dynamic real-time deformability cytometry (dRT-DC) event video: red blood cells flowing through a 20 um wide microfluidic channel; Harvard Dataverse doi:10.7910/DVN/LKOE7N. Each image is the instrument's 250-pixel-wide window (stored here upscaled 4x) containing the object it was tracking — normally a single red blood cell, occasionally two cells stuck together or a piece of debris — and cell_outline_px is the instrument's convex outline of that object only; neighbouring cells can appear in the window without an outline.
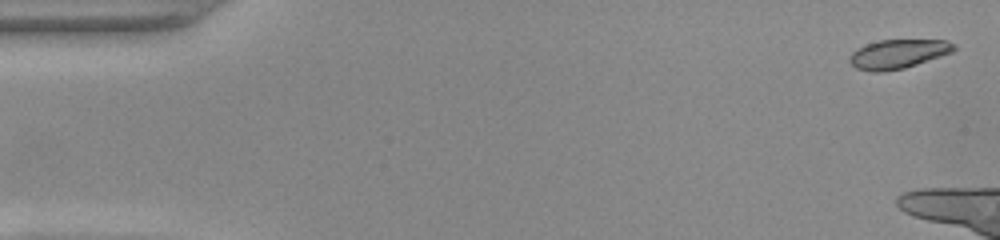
{"species": "common noctule bat (a hibernating species)", "species_latin": "Nyctalus noctula", "temperature_condition": "warm", "stored_images_in_passage": 12, "camera_frame_rate_fps": 3000, "um_per_image_px": 0.085, "animal": {"sex": "female", "body_mass_g": 22.0, "forearm_length_mm": 56.7}, "frame": {"image": 1, "passage_image": 1, "time_ms": 0.0, "image_size_px": [1000, 240], "cell_outline_px": [[956, 48], [952, 52], [904, 68], [884, 72], [872, 72], [856, 68], [848, 60], [848, 56], [856, 48], [864, 44], [880, 40], [948, 40], [956, 44]], "centroid_in_image_um": [76.3, 4.58], "position_along_channel_um": 8.7, "area_um2": 17.8}}